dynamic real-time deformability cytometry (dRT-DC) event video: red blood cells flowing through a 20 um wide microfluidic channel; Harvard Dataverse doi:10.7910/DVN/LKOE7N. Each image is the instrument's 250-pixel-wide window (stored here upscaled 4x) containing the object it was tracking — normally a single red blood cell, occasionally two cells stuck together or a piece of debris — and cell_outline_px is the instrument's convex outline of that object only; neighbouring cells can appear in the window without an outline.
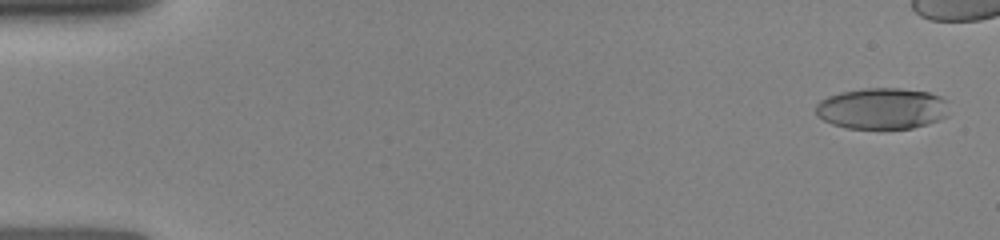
{"species": "human", "species_latin": "Homo sapiens", "temperature_condition": "room temperature", "stored_images_in_passage": 22, "camera_frame_rate_fps": 3000, "um_per_image_px": 0.085, "donor": {"sex": "female"}, "frame": {"image": 1, "passage_image": 2, "time_ms": 0.333, "image_size_px": [1000, 240], "cell_outline_px": [[948, 116], [940, 120], [928, 124], [912, 128], [848, 128], [832, 124], [816, 116], [816, 104], [820, 100], [828, 96], [840, 92], [864, 88], [900, 88], [928, 92], [940, 96], [948, 100]], "centroid_in_image_um": [75.0, 9.22], "position_along_channel_um": 10.0, "area_um2": 32.31}}
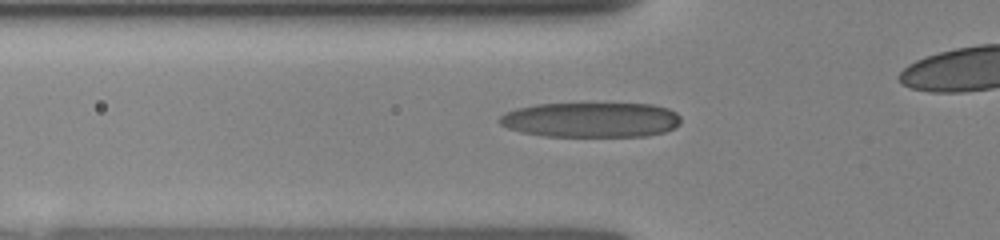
{"frame": {"image": 2, "passage_image": 17, "time_ms": 5.333, "image_size_px": [1000, 240], "cell_outline_px": [[680, 124], [664, 132], [648, 136], [544, 136], [520, 132], [508, 128], [500, 124], [496, 120], [504, 112], [516, 108], [536, 104], [652, 104], [668, 108], [676, 112], [680, 116]], "centroid_in_image_um": [50.2, 10.18], "position_along_channel_um": 75.6, "area_um2": 37.17}}
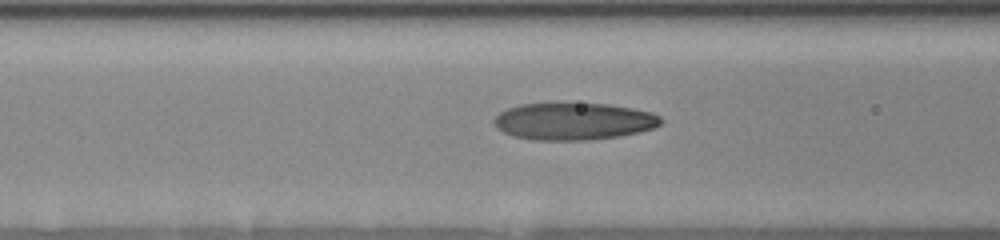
{"frame": {"image": 3, "passage_image": 20, "time_ms": 6.333, "image_size_px": [1000, 240], "cell_outline_px": [[664, 120], [660, 124], [652, 128], [640, 132], [620, 136], [588, 140], [532, 140], [512, 136], [496, 128], [492, 120], [500, 112], [508, 108], [520, 104], [608, 104], [632, 108], [652, 112], [660, 116]], "centroid_in_image_um": [48.76, 10.32], "position_along_channel_um": 117.8, "area_um2": 36.13}}